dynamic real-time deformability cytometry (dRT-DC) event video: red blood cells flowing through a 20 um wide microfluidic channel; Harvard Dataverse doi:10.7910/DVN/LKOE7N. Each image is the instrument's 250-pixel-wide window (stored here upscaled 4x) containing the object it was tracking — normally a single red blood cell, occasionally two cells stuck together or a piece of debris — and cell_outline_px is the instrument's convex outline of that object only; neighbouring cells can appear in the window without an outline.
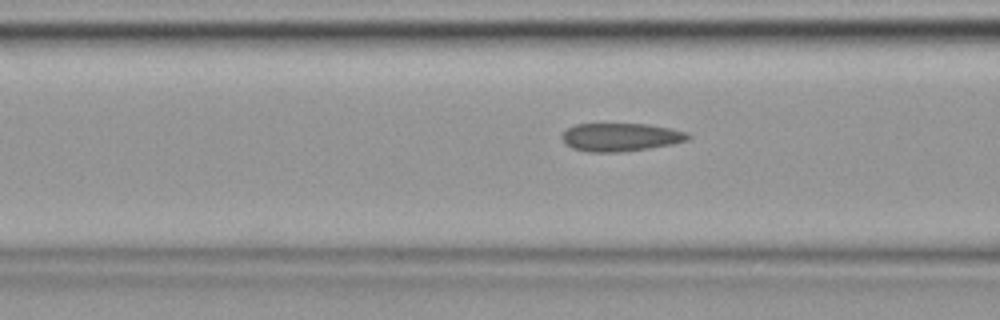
{"species": "common noctule bat (a hibernating species)", "species_latin": "Nyctalus noctula", "temperature_condition": "cold", "stored_images_in_passage": 12, "camera_frame_rate_fps": 3000, "um_per_image_px": 0.085, "animal": {"sex": "female", "body_mass_g": 19.9}, "frame": {"image": 1, "passage_image": 9, "time_ms": 2.667, "image_size_px": [1000, 320], "cell_outline_px": [[692, 136], [688, 140], [672, 144], [648, 148], [620, 152], [588, 152], [572, 148], [564, 144], [560, 136], [568, 128], [576, 124], [648, 124], [672, 128], [688, 132]], "centroid_in_image_um": [52.76, 11.65], "position_along_channel_um": 113.8, "area_um2": 20.87}}